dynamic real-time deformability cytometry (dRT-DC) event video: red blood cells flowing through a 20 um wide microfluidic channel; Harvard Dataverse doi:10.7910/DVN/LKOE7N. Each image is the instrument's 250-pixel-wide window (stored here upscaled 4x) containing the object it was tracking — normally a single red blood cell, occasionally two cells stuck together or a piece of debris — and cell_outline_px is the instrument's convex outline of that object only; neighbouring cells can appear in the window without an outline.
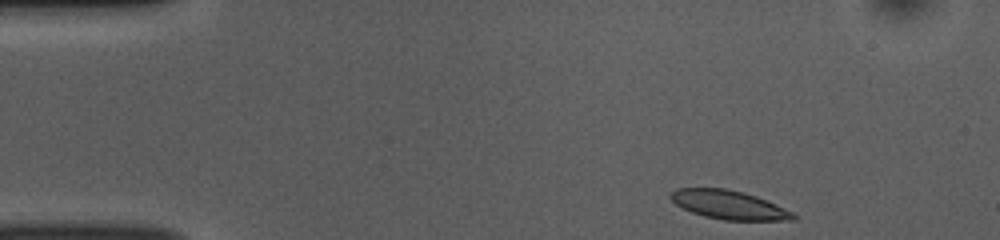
{"species": "common noctule bat (a hibernating species)", "species_latin": "Nyctalus noctula", "temperature_condition": "room temperature", "stored_images_in_passage": 46, "camera_frame_rate_fps": 3000, "um_per_image_px": 0.085, "animal": {"sex": "female", "body_mass_g": 10.0, "forearm_length_mm": 53.1}, "frame": {"image": 1, "passage_image": 1, "time_ms": 0.0, "image_size_px": [1000, 240], "cell_outline_px": [[800, 216], [796, 220], [724, 220], [704, 216], [692, 212], [676, 204], [668, 196], [676, 188], [724, 188], [756, 196], [776, 204]], "centroid_in_image_um": [61.98, 17.42], "position_along_channel_um": 23.0, "area_um2": 20.4}}
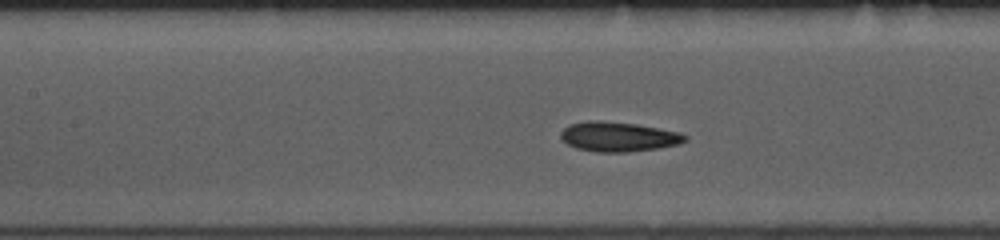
{"frame": {"image": 2, "passage_image": 17, "time_ms": 5.333, "image_size_px": [1000, 240], "cell_outline_px": [[688, 140], [680, 144], [656, 148], [628, 152], [596, 152], [576, 148], [568, 144], [560, 136], [560, 132], [568, 124], [588, 120], [596, 120], [636, 124], [680, 132], [688, 136]], "centroid_in_image_um": [52.56, 11.61], "position_along_channel_um": 154.8, "area_um2": 21.56}}
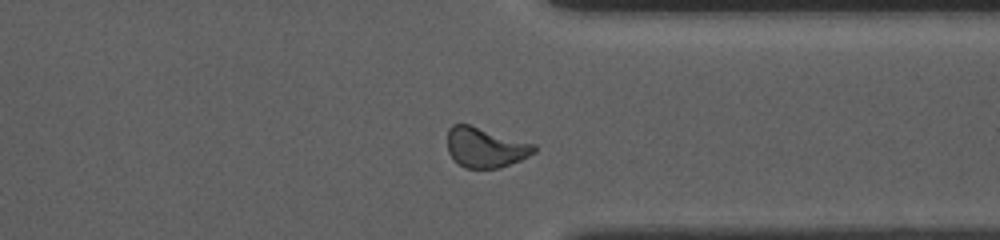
{"frame": {"image": 3, "passage_image": 34, "time_ms": 11.0, "image_size_px": [1000, 240], "cell_outline_px": [[536, 152], [520, 160], [500, 168], [464, 168], [448, 152], [448, 128], [452, 124], [468, 124], [536, 144]], "centroid_in_image_um": [41.27, 12.53], "position_along_channel_um": 370.1, "area_um2": 20.11}, "authors_computed_cell_mechanics": {"area_um2": 20.7502, "velocity_mm_per_s": 3.8393, "shape_relaxation_time_tau1_ms": 2.0328, "shape_relaxation_time_tau2_ms": 2.0025, "deformation_change_tau1": 0.1062, "deformation_change_tau2": 0.096}}